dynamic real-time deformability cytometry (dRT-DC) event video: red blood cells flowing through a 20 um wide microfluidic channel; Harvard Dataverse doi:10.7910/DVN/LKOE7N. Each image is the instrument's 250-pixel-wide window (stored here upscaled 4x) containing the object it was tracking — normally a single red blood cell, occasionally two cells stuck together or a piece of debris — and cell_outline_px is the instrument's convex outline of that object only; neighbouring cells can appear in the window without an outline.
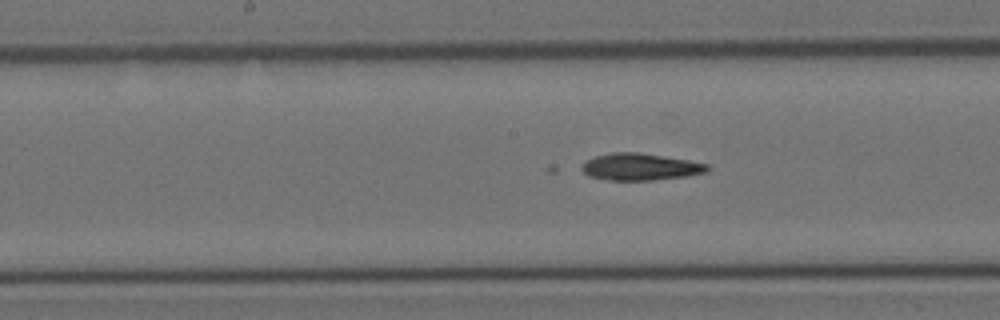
{"species": "Egyptian fruit bat (a non-hibernating species)", "species_latin": "Rousettus aegyptiacus", "temperature_condition": "cold", "stored_images_in_passage": 29, "camera_frame_rate_fps": 3000, "um_per_image_px": 0.085, "animal": {"sex": "female"}, "frame": {"image": 1, "passage_image": 13, "time_ms": 4.0, "image_size_px": [1000, 320], "cell_outline_px": [[712, 168], [708, 172], [688, 176], [652, 180], [608, 180], [588, 176], [580, 168], [588, 160], [596, 156], [612, 152], [640, 152], [688, 160], [708, 164]], "centroid_in_image_um": [54.47, 14.18], "position_along_channel_um": 193.7, "area_um2": 19.77}}
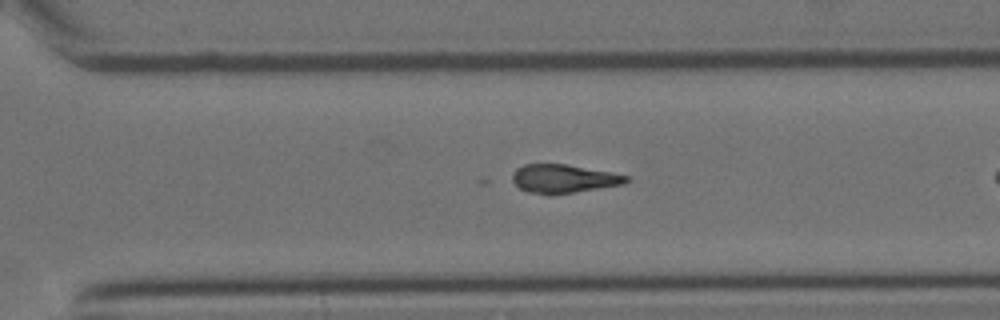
{"frame": {"image": 2, "passage_image": 24, "time_ms": 7.667, "image_size_px": [1000, 320], "cell_outline_px": [[632, 180], [624, 184], [548, 196], [528, 192], [520, 188], [512, 180], [512, 176], [516, 168], [524, 164], [568, 164], [612, 172], [628, 176]], "centroid_in_image_um": [47.91, 15.19], "position_along_channel_um": 322.7, "area_um2": 19.13}}
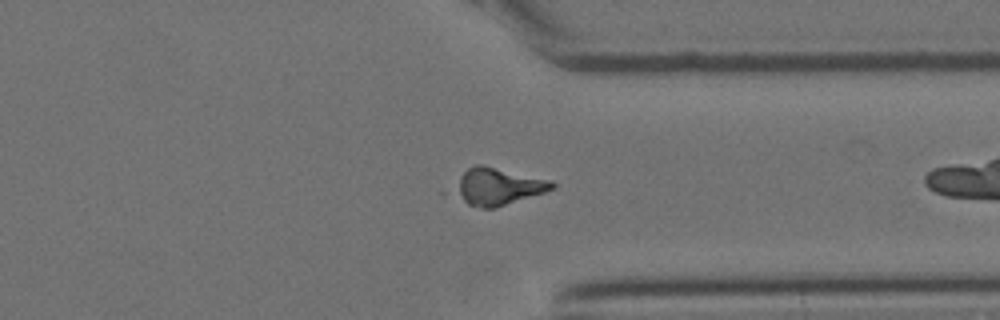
{"frame": {"image": 3, "passage_image": 28, "time_ms": 9.0, "image_size_px": [1000, 320], "cell_outline_px": [[556, 188], [496, 208], [480, 208], [468, 204], [456, 192], [460, 176], [468, 168], [476, 164], [480, 164], [552, 180], [556, 184]], "centroid_in_image_um": [42.39, 15.85], "position_along_channel_um": 369.0, "area_um2": 20.58}}